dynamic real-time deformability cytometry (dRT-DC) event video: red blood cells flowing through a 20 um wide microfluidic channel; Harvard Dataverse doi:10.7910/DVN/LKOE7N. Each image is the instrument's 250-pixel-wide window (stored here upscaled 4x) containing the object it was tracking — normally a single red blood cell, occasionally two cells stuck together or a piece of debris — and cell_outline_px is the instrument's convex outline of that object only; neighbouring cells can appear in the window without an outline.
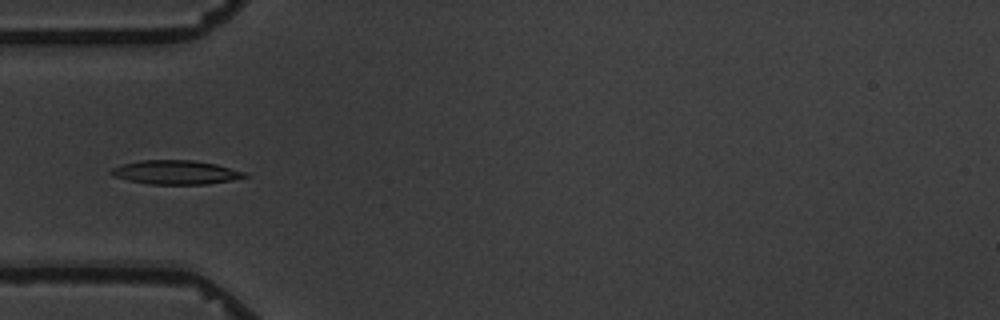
{"species": "common noctule bat (a hibernating species)", "species_latin": "Nyctalus noctula", "temperature_condition": "warm", "stored_images_in_passage": 6, "camera_frame_rate_fps": 3000, "um_per_image_px": 0.085, "animal": {"sex": "male", "body_mass_g": 19.5, "forearm_length_mm": 54.6}, "frame": {"image": 1, "passage_image": 5, "time_ms": 4.667, "image_size_px": [1000, 320], "cell_outline_px": [[248, 176], [208, 184], [148, 184], [128, 180], [112, 176], [108, 172], [112, 168], [120, 164], [140, 160], [196, 160], [216, 164], [244, 172]], "centroid_in_image_um": [14.85, 14.64], "position_along_channel_um": 70.1, "area_um2": 18.61}}
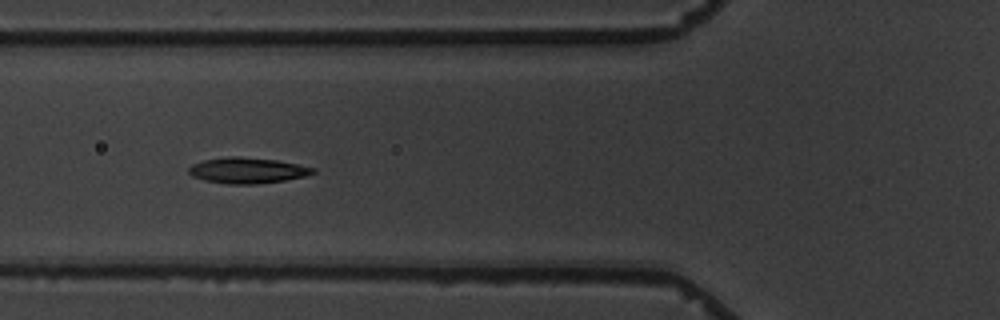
{"frame": {"image": 2, "passage_image": 6, "time_ms": 5.667, "image_size_px": [1000, 320], "cell_outline_px": [[316, 172], [304, 176], [284, 180], [256, 184], [228, 184], [204, 180], [192, 176], [188, 172], [188, 168], [192, 164], [204, 160], [228, 156], [240, 156], [276, 160], [316, 168]], "centroid_in_image_um": [21.0, 14.48], "position_along_channel_um": 104.8, "area_um2": 18.61}}